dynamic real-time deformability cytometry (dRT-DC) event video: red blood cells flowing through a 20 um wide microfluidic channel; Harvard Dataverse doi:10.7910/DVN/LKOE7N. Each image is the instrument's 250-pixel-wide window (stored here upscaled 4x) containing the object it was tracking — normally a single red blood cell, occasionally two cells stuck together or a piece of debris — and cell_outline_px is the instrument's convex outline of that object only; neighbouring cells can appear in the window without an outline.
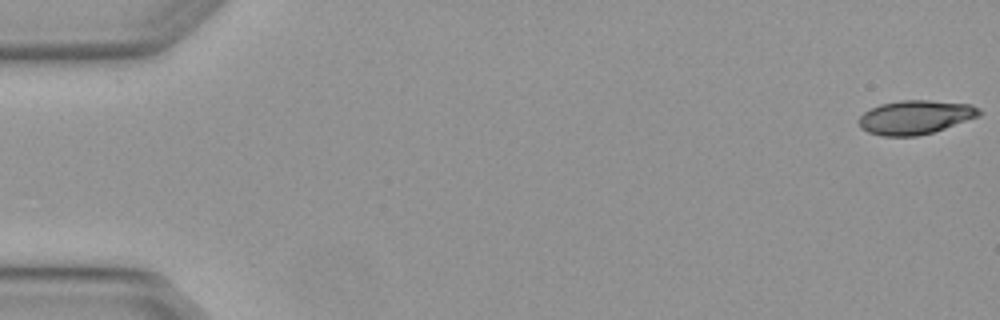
{"species": "Egyptian fruit bat (a non-hibernating species)", "species_latin": "Rousettus aegyptiacus", "temperature_condition": "warm", "stored_images_in_passage": 5, "camera_frame_rate_fps": 3000, "um_per_image_px": 0.085, "animal": {"sex": "female"}, "frame": {"image": 1, "passage_image": 1, "time_ms": 0.0, "image_size_px": [1000, 320], "cell_outline_px": [[980, 116], [932, 132], [916, 136], [880, 136], [868, 132], [860, 128], [856, 120], [864, 112], [880, 104], [900, 100], [928, 100], [972, 104], [980, 108]], "centroid_in_image_um": [77.77, 9.96], "position_along_channel_um": 7.2, "area_um2": 23.87}}
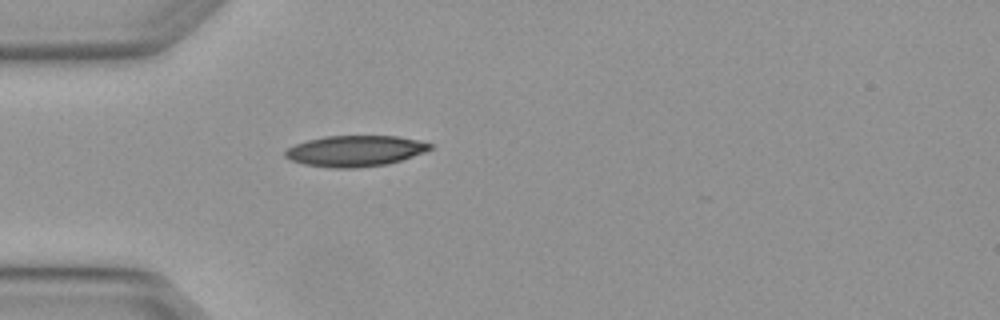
{"frame": {"image": 2, "passage_image": 5, "time_ms": 1.333, "image_size_px": [1000, 320], "cell_outline_px": [[436, 144], [432, 148], [424, 152], [388, 164], [356, 168], [332, 168], [304, 164], [292, 160], [284, 156], [284, 152], [288, 148], [296, 144], [308, 140], [324, 136], [396, 136], [420, 140]], "centroid_in_image_um": [30.22, 12.83], "position_along_channel_um": 54.8, "area_um2": 26.13}}